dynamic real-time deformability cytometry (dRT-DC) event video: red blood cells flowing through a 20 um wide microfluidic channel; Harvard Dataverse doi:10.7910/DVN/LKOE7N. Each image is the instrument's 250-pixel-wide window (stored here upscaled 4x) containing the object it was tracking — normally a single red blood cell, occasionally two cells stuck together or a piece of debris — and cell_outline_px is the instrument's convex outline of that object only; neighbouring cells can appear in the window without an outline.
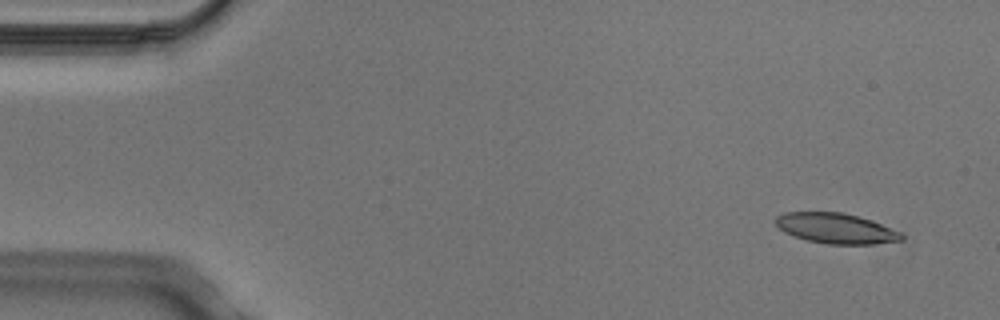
{"species": "Egyptian fruit bat (a non-hibernating species)", "species_latin": "Rousettus aegyptiacus", "temperature_condition": "cold", "stored_images_in_passage": 4, "camera_frame_rate_fps": 3000, "um_per_image_px": 0.085, "animal": {"sex": "male"}, "frame": {"image": 1, "passage_image": 1, "time_ms": 0.0, "image_size_px": [1000, 320], "cell_outline_px": [[904, 240], [872, 244], [828, 244], [808, 240], [792, 236], [784, 232], [772, 220], [776, 216], [784, 212], [844, 212], [872, 220], [900, 232], [904, 236]], "centroid_in_image_um": [71.03, 19.4], "position_along_channel_um": 14.0, "area_um2": 22.37}}
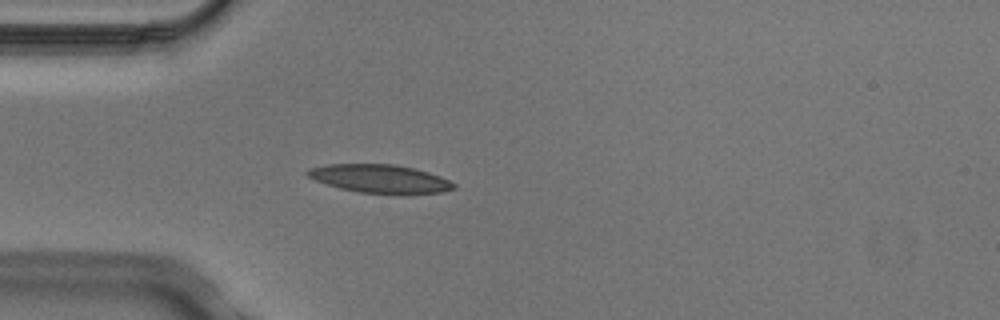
{"frame": {"image": 2, "passage_image": 4, "time_ms": 1.0, "image_size_px": [1000, 320], "cell_outline_px": [[456, 188], [440, 192], [408, 196], [400, 196], [360, 192], [340, 188], [316, 180], [308, 176], [304, 172], [308, 168], [328, 164], [396, 164], [428, 172], [440, 176], [456, 184]], "centroid_in_image_um": [32.34, 15.22], "position_along_channel_um": 52.7, "area_um2": 24.68}}